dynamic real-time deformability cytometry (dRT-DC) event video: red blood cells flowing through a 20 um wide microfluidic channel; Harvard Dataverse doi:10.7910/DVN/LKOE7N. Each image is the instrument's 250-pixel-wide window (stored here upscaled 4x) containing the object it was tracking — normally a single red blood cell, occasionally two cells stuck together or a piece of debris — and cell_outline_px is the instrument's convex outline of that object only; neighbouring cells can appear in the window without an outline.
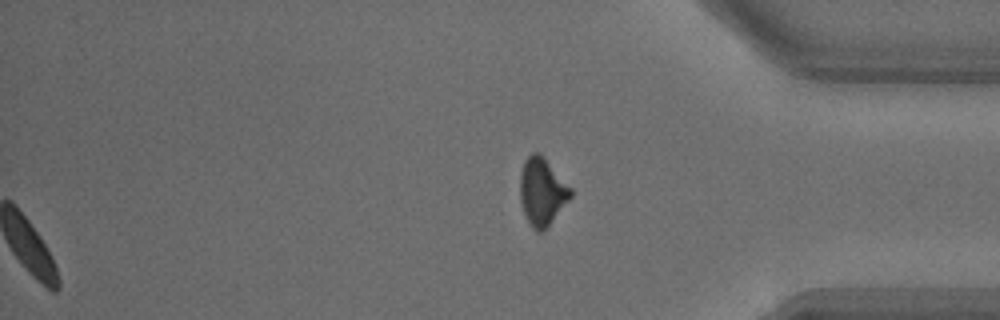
{"species": "common noctule bat (a hibernating species)", "species_latin": "Nyctalus noctula", "temperature_condition": "warm", "stored_images_in_passage": 28, "segment_of_instrument_passage": [2, 2], "camera_frame_rate_fps": 3000, "um_per_image_px": 0.085, "animal": {"sex": "male", "body_mass_g": 18.8}, "frame": {"image": 1, "passage_image": 28, "time_ms": 9.0, "image_size_px": [1000, 320], "cell_outline_px": [[572, 196], [552, 220], [540, 232], [536, 232], [528, 224], [520, 200], [520, 176], [524, 160], [532, 152], [540, 152], [544, 156], [572, 188]], "centroid_in_image_um": [46.07, 16.25], "position_along_channel_um": 389.1, "area_um2": 19.88}}